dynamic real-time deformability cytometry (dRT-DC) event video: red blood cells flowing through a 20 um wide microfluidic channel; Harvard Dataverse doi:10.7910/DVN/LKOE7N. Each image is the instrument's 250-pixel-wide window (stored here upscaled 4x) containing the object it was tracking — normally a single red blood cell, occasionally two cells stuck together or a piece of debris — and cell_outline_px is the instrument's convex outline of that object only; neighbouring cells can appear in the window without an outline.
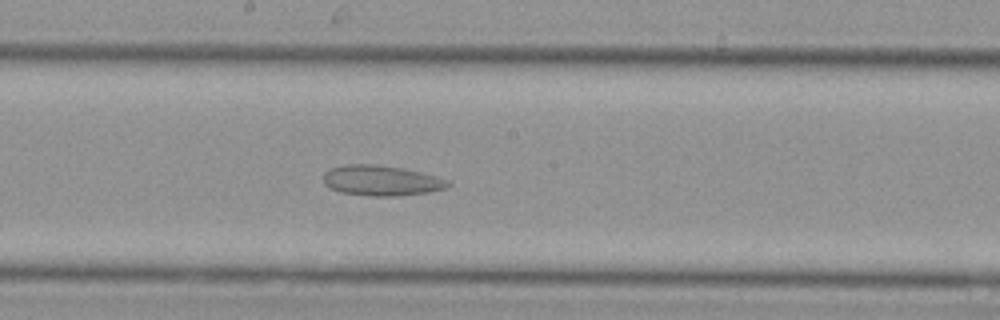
{"species": "Egyptian fruit bat (a non-hibernating species)", "species_latin": "Rousettus aegyptiacus", "temperature_condition": "cold", "stored_images_in_passage": 33, "camera_frame_rate_fps": 3000, "um_per_image_px": 0.085, "animal": {"sex": "female"}, "frame": {"image": 1, "passage_image": 17, "time_ms": 5.333, "image_size_px": [1000, 320], "cell_outline_px": [[452, 184], [444, 188], [428, 192], [400, 196], [368, 196], [340, 192], [328, 188], [324, 184], [324, 172], [332, 168], [344, 164], [376, 164], [404, 168], [436, 176], [448, 180]], "centroid_in_image_um": [32.39, 15.35], "position_along_channel_um": 215.8, "area_um2": 22.2}}
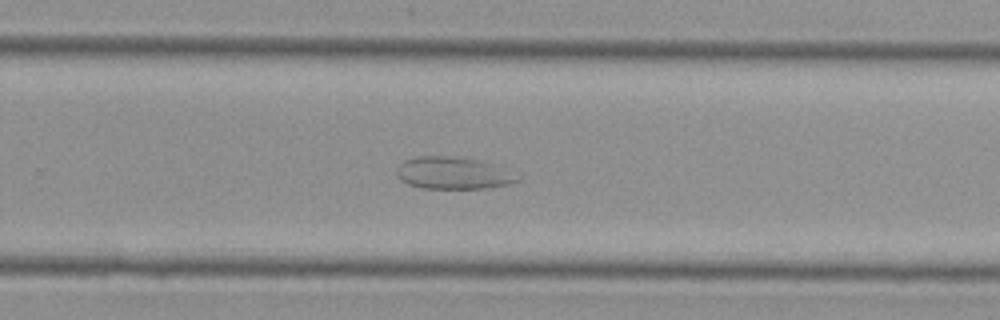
{"frame": {"image": 2, "passage_image": 21, "time_ms": 6.667, "image_size_px": [1000, 320], "cell_outline_px": [[524, 176], [520, 180], [512, 184], [488, 188], [424, 188], [408, 184], [400, 180], [396, 172], [396, 168], [404, 160], [416, 156], [456, 156], [480, 160], [492, 164]], "centroid_in_image_um": [38.56, 14.71], "position_along_channel_um": 291.2, "area_um2": 22.95}}
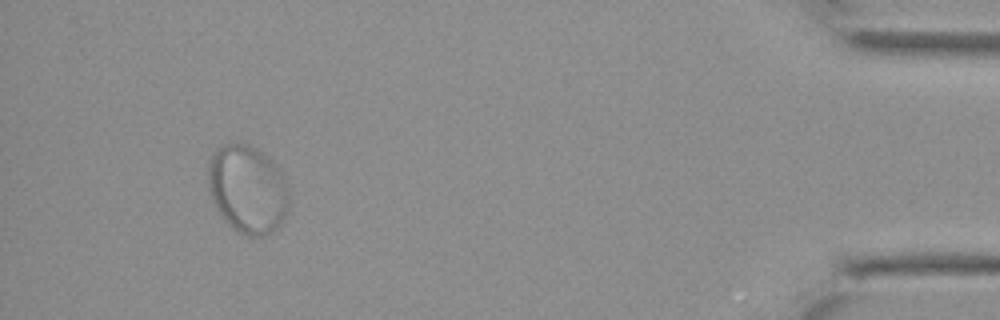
{"frame": {"image": 3, "passage_image": 31, "time_ms": 10.0, "image_size_px": [1000, 320], "cell_outline_px": [[288, 212], [284, 220], [272, 232], [260, 236], [248, 236], [240, 232], [228, 224], [216, 208], [212, 196], [208, 180], [208, 164], [212, 152], [216, 148], [224, 144], [248, 144], [256, 148], [272, 160], [280, 168], [288, 184]], "centroid_in_image_um": [21.07, 16.07], "position_along_channel_um": 414.1, "area_um2": 41.67}}